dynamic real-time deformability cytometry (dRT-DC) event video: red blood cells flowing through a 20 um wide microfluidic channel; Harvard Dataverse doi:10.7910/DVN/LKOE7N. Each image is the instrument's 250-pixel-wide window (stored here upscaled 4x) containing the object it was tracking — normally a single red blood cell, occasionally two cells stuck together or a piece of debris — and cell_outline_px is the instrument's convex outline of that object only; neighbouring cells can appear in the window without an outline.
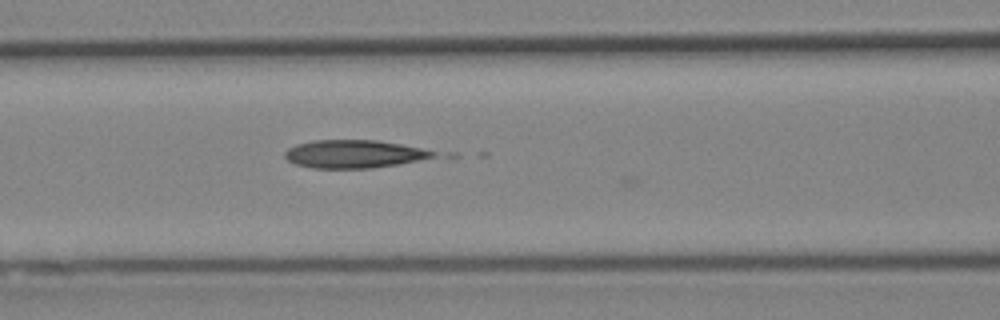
{"species": "Egyptian fruit bat (a non-hibernating species)", "species_latin": "Rousettus aegyptiacus", "temperature_condition": "cold", "stored_images_in_passage": 8, "camera_frame_rate_fps": 3000, "um_per_image_px": 0.085, "animal": {"sex": "female"}, "frame": {"image": 1, "passage_image": 4, "time_ms": 1.0, "image_size_px": [1000, 320], "cell_outline_px": [[436, 156], [396, 164], [372, 168], [312, 168], [296, 164], [288, 160], [284, 156], [284, 152], [288, 148], [296, 144], [312, 140], [380, 140], [420, 148], [436, 152]], "centroid_in_image_um": [30.03, 13.08], "position_along_channel_um": 136.6, "area_um2": 24.04}}
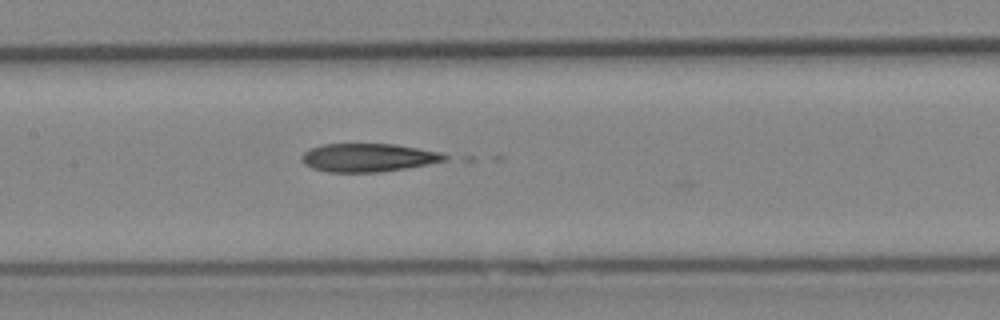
{"frame": {"image": 2, "passage_image": 7, "time_ms": 2.0, "image_size_px": [1000, 320], "cell_outline_px": [[448, 160], [404, 168], [380, 172], [328, 172], [312, 168], [304, 164], [304, 152], [312, 148], [324, 144], [396, 144], [440, 152], [448, 156]], "centroid_in_image_um": [31.32, 13.39], "position_along_channel_um": 176.1, "area_um2": 23.29}}